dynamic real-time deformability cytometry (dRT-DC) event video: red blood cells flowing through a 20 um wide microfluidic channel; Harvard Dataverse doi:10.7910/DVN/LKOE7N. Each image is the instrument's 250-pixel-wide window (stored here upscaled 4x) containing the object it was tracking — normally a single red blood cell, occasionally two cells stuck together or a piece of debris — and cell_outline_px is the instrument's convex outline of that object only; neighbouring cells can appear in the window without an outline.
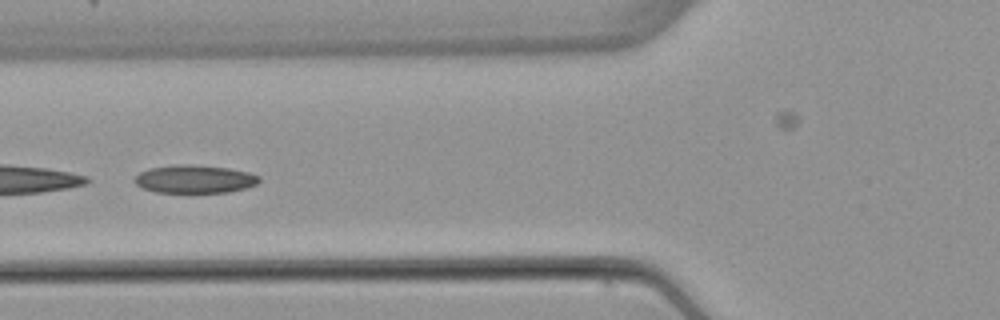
{"species": "common noctule bat (a hibernating species)", "species_latin": "Nyctalus noctula", "temperature_condition": "warm", "stored_images_in_passage": 53, "camera_frame_rate_fps": 3000, "um_per_image_px": 0.085, "animal": {"sex": "female", "body_mass_g": 22.7, "forearm_length_mm": 54.2}, "frame": {"image": 1, "passage_image": 21, "time_ms": 6.667, "image_size_px": [1000, 320], "cell_outline_px": [[260, 180], [256, 184], [244, 188], [228, 192], [156, 192], [144, 188], [136, 184], [132, 180], [140, 172], [148, 168], [172, 164], [192, 164], [228, 168], [248, 172], [260, 176]], "centroid_in_image_um": [16.51, 15.2], "position_along_channel_um": 109.3, "area_um2": 20.4}}
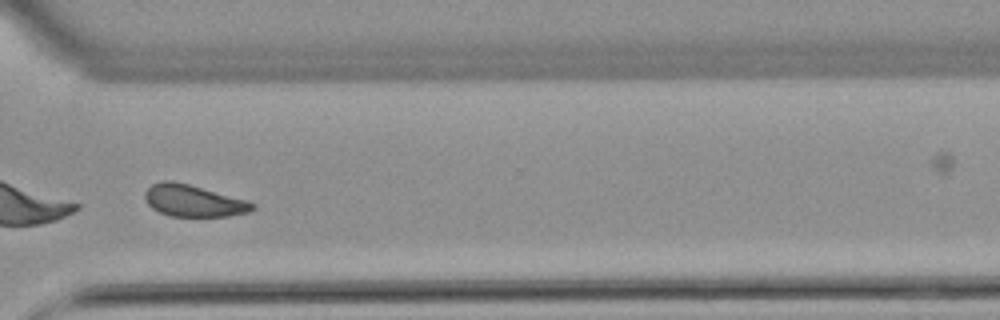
{"frame": {"image": 2, "passage_image": 40, "time_ms": 13.0, "image_size_px": [1000, 320], "cell_outline_px": [[256, 208], [248, 212], [228, 216], [172, 216], [160, 212], [152, 208], [148, 204], [144, 196], [144, 192], [152, 184], [164, 180], [172, 180], [188, 184], [248, 200], [256, 204]], "centroid_in_image_um": [16.45, 17.06], "position_along_channel_um": 354.1, "area_um2": 19.88}, "authors_computed_cell_mechanics": {"area_um2": 21.4438, "velocity_mm_per_s": 3.8615, "shape_relaxation_time_tau1_ms": 4.9256, "shape_relaxation_time_tau2_ms": 3.3338, "deformation_change_tau1": 0.1051, "deformation_change_tau2": 0.086}}